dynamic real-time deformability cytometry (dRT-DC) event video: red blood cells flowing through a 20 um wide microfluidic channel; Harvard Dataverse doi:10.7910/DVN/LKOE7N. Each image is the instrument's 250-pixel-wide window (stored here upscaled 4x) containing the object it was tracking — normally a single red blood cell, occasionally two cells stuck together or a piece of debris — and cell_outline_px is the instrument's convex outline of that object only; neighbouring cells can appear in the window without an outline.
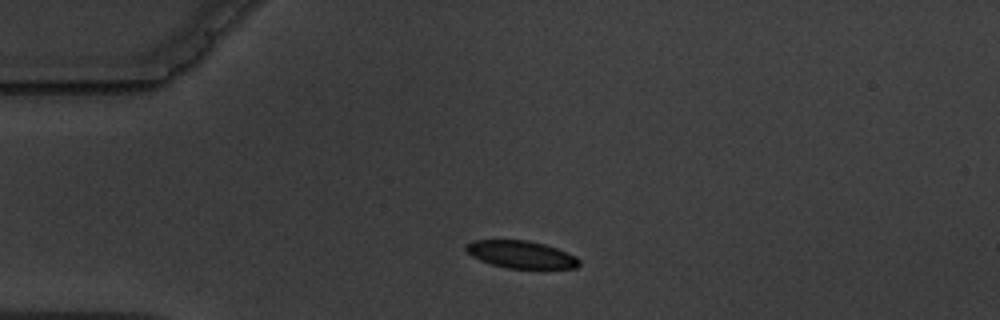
{"species": "common noctule bat (a hibernating species)", "species_latin": "Nyctalus noctula", "temperature_condition": "warm", "stored_images_in_passage": 4, "camera_frame_rate_fps": 3000, "um_per_image_px": 0.085, "animal": {"sex": "male", "body_mass_g": 19.5, "forearm_length_mm": 54.6}, "frame": {"image": 1, "passage_image": 3, "time_ms": 2.333, "image_size_px": [1000, 320], "cell_outline_px": [[580, 264], [576, 268], [504, 268], [480, 260], [472, 256], [464, 248], [464, 244], [472, 240], [528, 240], [544, 244], [556, 248], [576, 256], [580, 260]], "centroid_in_image_um": [44.26, 21.62], "position_along_channel_um": 40.7, "area_um2": 18.09}}